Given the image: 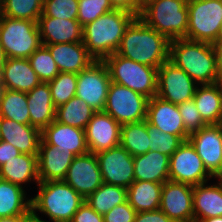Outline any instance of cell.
Listing matches in <instances>:
<instances>
[{"instance_id":"obj_1","label":"cell","mask_w":222,"mask_h":222,"mask_svg":"<svg viewBox=\"0 0 222 222\" xmlns=\"http://www.w3.org/2000/svg\"><path fill=\"white\" fill-rule=\"evenodd\" d=\"M170 42L136 16L127 26L116 54L158 69L169 59Z\"/></svg>"},{"instance_id":"obj_2","label":"cell","mask_w":222,"mask_h":222,"mask_svg":"<svg viewBox=\"0 0 222 222\" xmlns=\"http://www.w3.org/2000/svg\"><path fill=\"white\" fill-rule=\"evenodd\" d=\"M137 15L115 8L83 26V43L95 61L116 53L127 26Z\"/></svg>"},{"instance_id":"obj_3","label":"cell","mask_w":222,"mask_h":222,"mask_svg":"<svg viewBox=\"0 0 222 222\" xmlns=\"http://www.w3.org/2000/svg\"><path fill=\"white\" fill-rule=\"evenodd\" d=\"M169 60L198 85L220 82L215 53L210 43L186 38L171 40Z\"/></svg>"},{"instance_id":"obj_4","label":"cell","mask_w":222,"mask_h":222,"mask_svg":"<svg viewBox=\"0 0 222 222\" xmlns=\"http://www.w3.org/2000/svg\"><path fill=\"white\" fill-rule=\"evenodd\" d=\"M37 186L39 192L31 198V209L34 213H44L53 222H71L74 214L85 202V199L63 180L41 182Z\"/></svg>"},{"instance_id":"obj_5","label":"cell","mask_w":222,"mask_h":222,"mask_svg":"<svg viewBox=\"0 0 222 222\" xmlns=\"http://www.w3.org/2000/svg\"><path fill=\"white\" fill-rule=\"evenodd\" d=\"M138 17L170 41L186 38L187 0H151L142 6Z\"/></svg>"},{"instance_id":"obj_6","label":"cell","mask_w":222,"mask_h":222,"mask_svg":"<svg viewBox=\"0 0 222 222\" xmlns=\"http://www.w3.org/2000/svg\"><path fill=\"white\" fill-rule=\"evenodd\" d=\"M111 82L117 83L147 97L157 95L158 69L137 63L116 53L105 60Z\"/></svg>"},{"instance_id":"obj_7","label":"cell","mask_w":222,"mask_h":222,"mask_svg":"<svg viewBox=\"0 0 222 222\" xmlns=\"http://www.w3.org/2000/svg\"><path fill=\"white\" fill-rule=\"evenodd\" d=\"M0 44L7 58L28 59L42 45L37 22L1 16Z\"/></svg>"},{"instance_id":"obj_8","label":"cell","mask_w":222,"mask_h":222,"mask_svg":"<svg viewBox=\"0 0 222 222\" xmlns=\"http://www.w3.org/2000/svg\"><path fill=\"white\" fill-rule=\"evenodd\" d=\"M186 39L213 44L222 23V0H187Z\"/></svg>"},{"instance_id":"obj_9","label":"cell","mask_w":222,"mask_h":222,"mask_svg":"<svg viewBox=\"0 0 222 222\" xmlns=\"http://www.w3.org/2000/svg\"><path fill=\"white\" fill-rule=\"evenodd\" d=\"M148 98L126 86L111 82L104 112L120 125L146 120Z\"/></svg>"},{"instance_id":"obj_10","label":"cell","mask_w":222,"mask_h":222,"mask_svg":"<svg viewBox=\"0 0 222 222\" xmlns=\"http://www.w3.org/2000/svg\"><path fill=\"white\" fill-rule=\"evenodd\" d=\"M111 83L110 73L104 61H94L77 74L75 96L83 99L97 111H104Z\"/></svg>"},{"instance_id":"obj_11","label":"cell","mask_w":222,"mask_h":222,"mask_svg":"<svg viewBox=\"0 0 222 222\" xmlns=\"http://www.w3.org/2000/svg\"><path fill=\"white\" fill-rule=\"evenodd\" d=\"M198 84L169 59L158 68V97L179 105L193 99Z\"/></svg>"},{"instance_id":"obj_12","label":"cell","mask_w":222,"mask_h":222,"mask_svg":"<svg viewBox=\"0 0 222 222\" xmlns=\"http://www.w3.org/2000/svg\"><path fill=\"white\" fill-rule=\"evenodd\" d=\"M210 179L211 174L188 140L170 156L169 180L196 186Z\"/></svg>"},{"instance_id":"obj_13","label":"cell","mask_w":222,"mask_h":222,"mask_svg":"<svg viewBox=\"0 0 222 222\" xmlns=\"http://www.w3.org/2000/svg\"><path fill=\"white\" fill-rule=\"evenodd\" d=\"M103 183L128 188L134 181L133 156L121 145L96 154Z\"/></svg>"},{"instance_id":"obj_14","label":"cell","mask_w":222,"mask_h":222,"mask_svg":"<svg viewBox=\"0 0 222 222\" xmlns=\"http://www.w3.org/2000/svg\"><path fill=\"white\" fill-rule=\"evenodd\" d=\"M159 209L175 222H194L193 186L166 181L162 187Z\"/></svg>"},{"instance_id":"obj_15","label":"cell","mask_w":222,"mask_h":222,"mask_svg":"<svg viewBox=\"0 0 222 222\" xmlns=\"http://www.w3.org/2000/svg\"><path fill=\"white\" fill-rule=\"evenodd\" d=\"M63 181L84 199L95 192L103 184L96 154L88 152L76 156Z\"/></svg>"},{"instance_id":"obj_16","label":"cell","mask_w":222,"mask_h":222,"mask_svg":"<svg viewBox=\"0 0 222 222\" xmlns=\"http://www.w3.org/2000/svg\"><path fill=\"white\" fill-rule=\"evenodd\" d=\"M121 125L104 111H97L85 129L88 151L94 154L120 145Z\"/></svg>"},{"instance_id":"obj_17","label":"cell","mask_w":222,"mask_h":222,"mask_svg":"<svg viewBox=\"0 0 222 222\" xmlns=\"http://www.w3.org/2000/svg\"><path fill=\"white\" fill-rule=\"evenodd\" d=\"M188 141L192 144L198 156L203 161L207 171L212 175L222 159V126L209 124L189 135Z\"/></svg>"},{"instance_id":"obj_18","label":"cell","mask_w":222,"mask_h":222,"mask_svg":"<svg viewBox=\"0 0 222 222\" xmlns=\"http://www.w3.org/2000/svg\"><path fill=\"white\" fill-rule=\"evenodd\" d=\"M146 120L164 133L177 135L183 141L188 140L189 134L186 132L178 105L154 96L148 100Z\"/></svg>"},{"instance_id":"obj_19","label":"cell","mask_w":222,"mask_h":222,"mask_svg":"<svg viewBox=\"0 0 222 222\" xmlns=\"http://www.w3.org/2000/svg\"><path fill=\"white\" fill-rule=\"evenodd\" d=\"M41 139L60 152L76 156L88 153L85 130L53 121L41 131Z\"/></svg>"},{"instance_id":"obj_20","label":"cell","mask_w":222,"mask_h":222,"mask_svg":"<svg viewBox=\"0 0 222 222\" xmlns=\"http://www.w3.org/2000/svg\"><path fill=\"white\" fill-rule=\"evenodd\" d=\"M37 25L43 46L83 42V26L77 19L52 18L42 13Z\"/></svg>"},{"instance_id":"obj_21","label":"cell","mask_w":222,"mask_h":222,"mask_svg":"<svg viewBox=\"0 0 222 222\" xmlns=\"http://www.w3.org/2000/svg\"><path fill=\"white\" fill-rule=\"evenodd\" d=\"M75 157L74 154L60 152L55 146H50L41 139L37 155L40 183L63 180Z\"/></svg>"},{"instance_id":"obj_22","label":"cell","mask_w":222,"mask_h":222,"mask_svg":"<svg viewBox=\"0 0 222 222\" xmlns=\"http://www.w3.org/2000/svg\"><path fill=\"white\" fill-rule=\"evenodd\" d=\"M40 82L28 59L6 58L0 73V88L27 93Z\"/></svg>"},{"instance_id":"obj_23","label":"cell","mask_w":222,"mask_h":222,"mask_svg":"<svg viewBox=\"0 0 222 222\" xmlns=\"http://www.w3.org/2000/svg\"><path fill=\"white\" fill-rule=\"evenodd\" d=\"M1 140L10 143L22 154L38 155L41 130L30 124L0 118Z\"/></svg>"},{"instance_id":"obj_24","label":"cell","mask_w":222,"mask_h":222,"mask_svg":"<svg viewBox=\"0 0 222 222\" xmlns=\"http://www.w3.org/2000/svg\"><path fill=\"white\" fill-rule=\"evenodd\" d=\"M59 72L78 74L95 60L88 54L83 42L46 45Z\"/></svg>"},{"instance_id":"obj_25","label":"cell","mask_w":222,"mask_h":222,"mask_svg":"<svg viewBox=\"0 0 222 222\" xmlns=\"http://www.w3.org/2000/svg\"><path fill=\"white\" fill-rule=\"evenodd\" d=\"M30 125L43 130L56 117V107L53 104L48 82H40L27 92Z\"/></svg>"},{"instance_id":"obj_26","label":"cell","mask_w":222,"mask_h":222,"mask_svg":"<svg viewBox=\"0 0 222 222\" xmlns=\"http://www.w3.org/2000/svg\"><path fill=\"white\" fill-rule=\"evenodd\" d=\"M206 183L193 186L194 222L222 217V183Z\"/></svg>"},{"instance_id":"obj_27","label":"cell","mask_w":222,"mask_h":222,"mask_svg":"<svg viewBox=\"0 0 222 222\" xmlns=\"http://www.w3.org/2000/svg\"><path fill=\"white\" fill-rule=\"evenodd\" d=\"M170 156L158 151H148L133 158L135 181L164 184L169 180Z\"/></svg>"},{"instance_id":"obj_28","label":"cell","mask_w":222,"mask_h":222,"mask_svg":"<svg viewBox=\"0 0 222 222\" xmlns=\"http://www.w3.org/2000/svg\"><path fill=\"white\" fill-rule=\"evenodd\" d=\"M193 100L201 118L207 125L221 124L222 85L220 82L198 85Z\"/></svg>"},{"instance_id":"obj_29","label":"cell","mask_w":222,"mask_h":222,"mask_svg":"<svg viewBox=\"0 0 222 222\" xmlns=\"http://www.w3.org/2000/svg\"><path fill=\"white\" fill-rule=\"evenodd\" d=\"M0 179L20 185L33 181L38 185L37 155L20 154L0 167Z\"/></svg>"},{"instance_id":"obj_30","label":"cell","mask_w":222,"mask_h":222,"mask_svg":"<svg viewBox=\"0 0 222 222\" xmlns=\"http://www.w3.org/2000/svg\"><path fill=\"white\" fill-rule=\"evenodd\" d=\"M162 187V183L134 181L127 188V201L136 212L158 210Z\"/></svg>"},{"instance_id":"obj_31","label":"cell","mask_w":222,"mask_h":222,"mask_svg":"<svg viewBox=\"0 0 222 222\" xmlns=\"http://www.w3.org/2000/svg\"><path fill=\"white\" fill-rule=\"evenodd\" d=\"M24 187L0 179V218L21 216L31 210Z\"/></svg>"},{"instance_id":"obj_32","label":"cell","mask_w":222,"mask_h":222,"mask_svg":"<svg viewBox=\"0 0 222 222\" xmlns=\"http://www.w3.org/2000/svg\"><path fill=\"white\" fill-rule=\"evenodd\" d=\"M95 113L96 110L83 99L74 96L67 103L56 108L55 120L62 124L85 130Z\"/></svg>"},{"instance_id":"obj_33","label":"cell","mask_w":222,"mask_h":222,"mask_svg":"<svg viewBox=\"0 0 222 222\" xmlns=\"http://www.w3.org/2000/svg\"><path fill=\"white\" fill-rule=\"evenodd\" d=\"M0 117L30 124L27 93L0 88Z\"/></svg>"},{"instance_id":"obj_34","label":"cell","mask_w":222,"mask_h":222,"mask_svg":"<svg viewBox=\"0 0 222 222\" xmlns=\"http://www.w3.org/2000/svg\"><path fill=\"white\" fill-rule=\"evenodd\" d=\"M120 145L133 157L150 151L147 120L121 125Z\"/></svg>"},{"instance_id":"obj_35","label":"cell","mask_w":222,"mask_h":222,"mask_svg":"<svg viewBox=\"0 0 222 222\" xmlns=\"http://www.w3.org/2000/svg\"><path fill=\"white\" fill-rule=\"evenodd\" d=\"M126 201L127 188L106 183H103L95 192L85 199V202L91 208L102 215Z\"/></svg>"},{"instance_id":"obj_36","label":"cell","mask_w":222,"mask_h":222,"mask_svg":"<svg viewBox=\"0 0 222 222\" xmlns=\"http://www.w3.org/2000/svg\"><path fill=\"white\" fill-rule=\"evenodd\" d=\"M44 0H2V16L38 21Z\"/></svg>"},{"instance_id":"obj_37","label":"cell","mask_w":222,"mask_h":222,"mask_svg":"<svg viewBox=\"0 0 222 222\" xmlns=\"http://www.w3.org/2000/svg\"><path fill=\"white\" fill-rule=\"evenodd\" d=\"M54 106L67 103L75 96L77 88V74L59 72V74L48 82Z\"/></svg>"},{"instance_id":"obj_38","label":"cell","mask_w":222,"mask_h":222,"mask_svg":"<svg viewBox=\"0 0 222 222\" xmlns=\"http://www.w3.org/2000/svg\"><path fill=\"white\" fill-rule=\"evenodd\" d=\"M28 60L41 82H49L59 74L56 62L46 46L41 45Z\"/></svg>"},{"instance_id":"obj_39","label":"cell","mask_w":222,"mask_h":222,"mask_svg":"<svg viewBox=\"0 0 222 222\" xmlns=\"http://www.w3.org/2000/svg\"><path fill=\"white\" fill-rule=\"evenodd\" d=\"M148 135L150 141V151H158L159 153L168 156H171L184 142L179 136L164 133L149 123Z\"/></svg>"},{"instance_id":"obj_40","label":"cell","mask_w":222,"mask_h":222,"mask_svg":"<svg viewBox=\"0 0 222 222\" xmlns=\"http://www.w3.org/2000/svg\"><path fill=\"white\" fill-rule=\"evenodd\" d=\"M114 9L110 0H78L77 20L82 26H85Z\"/></svg>"},{"instance_id":"obj_41","label":"cell","mask_w":222,"mask_h":222,"mask_svg":"<svg viewBox=\"0 0 222 222\" xmlns=\"http://www.w3.org/2000/svg\"><path fill=\"white\" fill-rule=\"evenodd\" d=\"M43 14L52 18L77 19L78 0H44Z\"/></svg>"},{"instance_id":"obj_42","label":"cell","mask_w":222,"mask_h":222,"mask_svg":"<svg viewBox=\"0 0 222 222\" xmlns=\"http://www.w3.org/2000/svg\"><path fill=\"white\" fill-rule=\"evenodd\" d=\"M186 132L190 135L206 126L193 99L178 105Z\"/></svg>"},{"instance_id":"obj_43","label":"cell","mask_w":222,"mask_h":222,"mask_svg":"<svg viewBox=\"0 0 222 222\" xmlns=\"http://www.w3.org/2000/svg\"><path fill=\"white\" fill-rule=\"evenodd\" d=\"M137 212L128 201L115 206L103 215L104 222H134Z\"/></svg>"},{"instance_id":"obj_44","label":"cell","mask_w":222,"mask_h":222,"mask_svg":"<svg viewBox=\"0 0 222 222\" xmlns=\"http://www.w3.org/2000/svg\"><path fill=\"white\" fill-rule=\"evenodd\" d=\"M71 222H104V219L102 214H98L84 202L74 214Z\"/></svg>"},{"instance_id":"obj_45","label":"cell","mask_w":222,"mask_h":222,"mask_svg":"<svg viewBox=\"0 0 222 222\" xmlns=\"http://www.w3.org/2000/svg\"><path fill=\"white\" fill-rule=\"evenodd\" d=\"M134 222H175L168 218L160 209L155 211L137 212Z\"/></svg>"},{"instance_id":"obj_46","label":"cell","mask_w":222,"mask_h":222,"mask_svg":"<svg viewBox=\"0 0 222 222\" xmlns=\"http://www.w3.org/2000/svg\"><path fill=\"white\" fill-rule=\"evenodd\" d=\"M20 154L22 153L10 143L3 140L0 141V167Z\"/></svg>"},{"instance_id":"obj_47","label":"cell","mask_w":222,"mask_h":222,"mask_svg":"<svg viewBox=\"0 0 222 222\" xmlns=\"http://www.w3.org/2000/svg\"><path fill=\"white\" fill-rule=\"evenodd\" d=\"M115 8L133 12L138 16V0H110Z\"/></svg>"},{"instance_id":"obj_48","label":"cell","mask_w":222,"mask_h":222,"mask_svg":"<svg viewBox=\"0 0 222 222\" xmlns=\"http://www.w3.org/2000/svg\"><path fill=\"white\" fill-rule=\"evenodd\" d=\"M212 47L215 53L217 68H218L220 77H222V43H213Z\"/></svg>"},{"instance_id":"obj_49","label":"cell","mask_w":222,"mask_h":222,"mask_svg":"<svg viewBox=\"0 0 222 222\" xmlns=\"http://www.w3.org/2000/svg\"><path fill=\"white\" fill-rule=\"evenodd\" d=\"M0 222H27V213L16 217L0 218Z\"/></svg>"},{"instance_id":"obj_50","label":"cell","mask_w":222,"mask_h":222,"mask_svg":"<svg viewBox=\"0 0 222 222\" xmlns=\"http://www.w3.org/2000/svg\"><path fill=\"white\" fill-rule=\"evenodd\" d=\"M27 222H49V221L41 219L39 215L37 213H34L31 209L30 211L27 212Z\"/></svg>"},{"instance_id":"obj_51","label":"cell","mask_w":222,"mask_h":222,"mask_svg":"<svg viewBox=\"0 0 222 222\" xmlns=\"http://www.w3.org/2000/svg\"><path fill=\"white\" fill-rule=\"evenodd\" d=\"M217 178L219 183H222V159L217 170L211 175V178Z\"/></svg>"},{"instance_id":"obj_52","label":"cell","mask_w":222,"mask_h":222,"mask_svg":"<svg viewBox=\"0 0 222 222\" xmlns=\"http://www.w3.org/2000/svg\"><path fill=\"white\" fill-rule=\"evenodd\" d=\"M6 55L4 53V50L0 44V73H1V70H2V67L3 65L5 64V61H6Z\"/></svg>"},{"instance_id":"obj_53","label":"cell","mask_w":222,"mask_h":222,"mask_svg":"<svg viewBox=\"0 0 222 222\" xmlns=\"http://www.w3.org/2000/svg\"><path fill=\"white\" fill-rule=\"evenodd\" d=\"M199 222H222V217L207 218L200 220Z\"/></svg>"},{"instance_id":"obj_54","label":"cell","mask_w":222,"mask_h":222,"mask_svg":"<svg viewBox=\"0 0 222 222\" xmlns=\"http://www.w3.org/2000/svg\"><path fill=\"white\" fill-rule=\"evenodd\" d=\"M151 0H138V15L141 11L142 6H144L146 3H148Z\"/></svg>"},{"instance_id":"obj_55","label":"cell","mask_w":222,"mask_h":222,"mask_svg":"<svg viewBox=\"0 0 222 222\" xmlns=\"http://www.w3.org/2000/svg\"><path fill=\"white\" fill-rule=\"evenodd\" d=\"M214 43H222V23H221V26H220L218 36H217Z\"/></svg>"},{"instance_id":"obj_56","label":"cell","mask_w":222,"mask_h":222,"mask_svg":"<svg viewBox=\"0 0 222 222\" xmlns=\"http://www.w3.org/2000/svg\"><path fill=\"white\" fill-rule=\"evenodd\" d=\"M2 16V0H0V17Z\"/></svg>"}]
</instances>
